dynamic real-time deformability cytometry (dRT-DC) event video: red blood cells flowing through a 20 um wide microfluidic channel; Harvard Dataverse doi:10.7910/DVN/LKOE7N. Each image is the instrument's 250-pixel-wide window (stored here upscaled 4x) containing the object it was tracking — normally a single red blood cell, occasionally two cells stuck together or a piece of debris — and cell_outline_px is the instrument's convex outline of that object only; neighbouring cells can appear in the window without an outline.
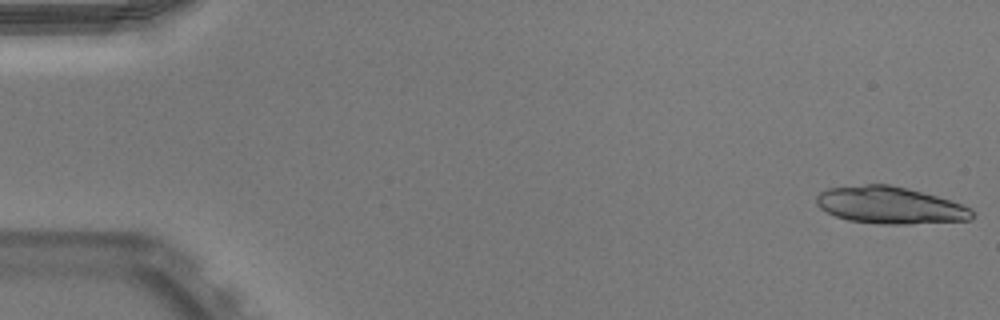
{"species": "Egyptian fruit bat (a non-hibernating species)", "species_latin": "Rousettus aegyptiacus", "temperature_condition": "warm", "stored_images_in_passage": 50, "camera_frame_rate_fps": 3000, "um_per_image_px": 0.085, "animal": {"sex": "male"}, "frame": {"image": 1, "passage_image": 1, "time_ms": 0.0, "image_size_px": [1000, 320], "cell_outline_px": [[972, 220], [912, 224], [880, 224], [848, 220], [836, 216], [820, 208], [816, 204], [816, 196], [820, 192], [828, 188], [868, 184], [888, 184], [908, 188], [936, 196], [960, 204], [968, 208], [972, 212]], "centroid_in_image_um": [75.61, 17.45], "position_along_channel_um": 9.4, "area_um2": 33.41}}